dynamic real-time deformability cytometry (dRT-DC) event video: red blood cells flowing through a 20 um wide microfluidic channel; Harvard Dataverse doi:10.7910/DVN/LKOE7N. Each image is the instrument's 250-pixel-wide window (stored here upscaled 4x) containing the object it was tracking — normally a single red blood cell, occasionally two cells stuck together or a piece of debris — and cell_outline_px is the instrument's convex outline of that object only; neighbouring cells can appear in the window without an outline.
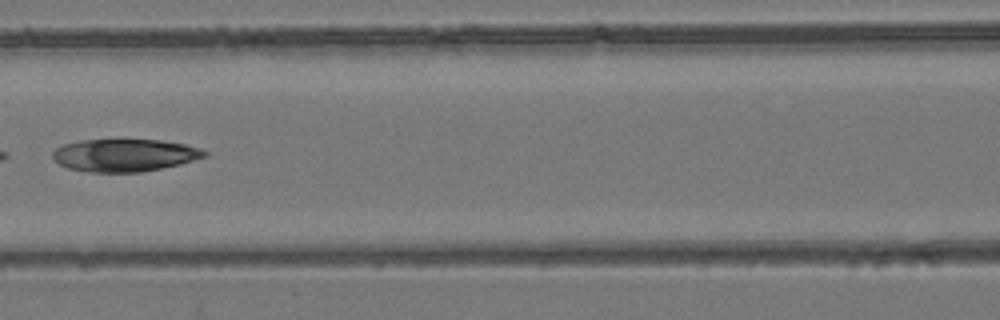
{"species": "common noctule bat (a hibernating species)", "species_latin": "Nyctalus noctula", "temperature_condition": "room temperature", "stored_images_in_passage": 8, "camera_frame_rate_fps": 3000, "um_per_image_px": 0.085, "animal": {"sex": "female", "body_mass_g": 24.6, "forearm_length_mm": 56.2}, "frame": {"image": 1, "passage_image": 7, "time_ms": 2.0, "image_size_px": [1000, 320], "cell_outline_px": [[208, 156], [180, 164], [140, 172], [88, 172], [68, 168], [60, 164], [52, 156], [52, 152], [56, 148], [64, 144], [80, 140], [160, 140], [184, 144], [200, 148], [208, 152]], "centroid_in_image_um": [10.6, 13.19], "position_along_channel_um": 156.0, "area_um2": 28.67}}
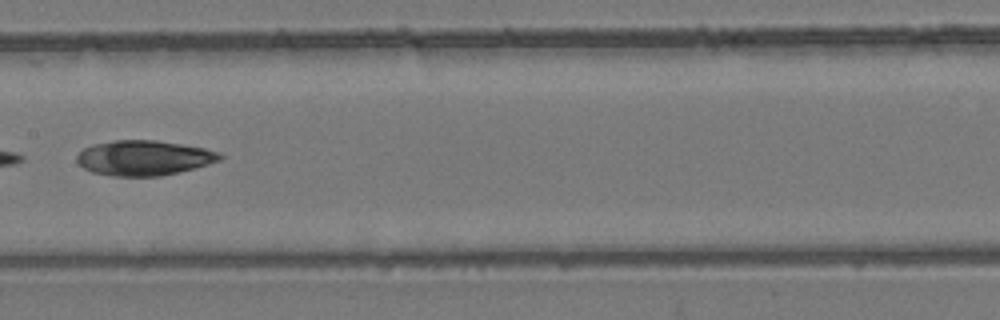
{"frame": {"image": 2, "passage_image": 8, "time_ms": 2.333, "image_size_px": [1000, 320], "cell_outline_px": [[224, 156], [220, 160], [208, 164], [160, 176], [112, 176], [92, 172], [84, 168], [76, 160], [76, 156], [84, 148], [92, 144], [112, 140], [156, 140], [204, 148], [220, 152]], "centroid_in_image_um": [12.21, 13.41], "position_along_channel_um": 195.2, "area_um2": 29.07}}